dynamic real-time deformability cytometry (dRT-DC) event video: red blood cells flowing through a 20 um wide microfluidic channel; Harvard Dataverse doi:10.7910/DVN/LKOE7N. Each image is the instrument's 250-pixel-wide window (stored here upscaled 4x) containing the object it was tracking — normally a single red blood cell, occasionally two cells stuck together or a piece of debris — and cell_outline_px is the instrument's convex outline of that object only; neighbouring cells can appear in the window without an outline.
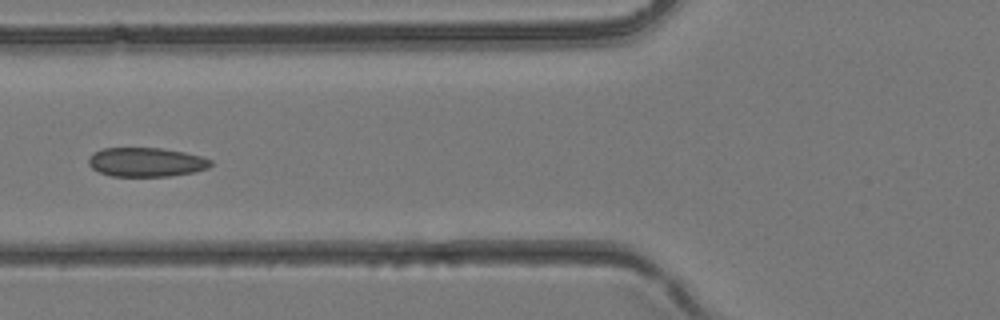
{"species": "common noctule bat (a hibernating species)", "species_latin": "Nyctalus noctula", "temperature_condition": "room temperature", "stored_images_in_passage": 4, "camera_frame_rate_fps": 3000, "um_per_image_px": 0.085, "animal": {"sex": "female", "body_mass_g": 24.6, "forearm_length_mm": 56.2}, "frame": {"image": 1, "passage_image": 4, "time_ms": 1.0, "image_size_px": [1000, 320], "cell_outline_px": [[212, 164], [208, 168], [192, 172], [168, 176], [112, 176], [100, 172], [92, 168], [88, 164], [88, 156], [92, 152], [104, 148], [160, 148], [184, 152], [200, 156], [212, 160]], "centroid_in_image_um": [12.39, 13.77], "position_along_channel_um": 113.4, "area_um2": 20.69}}